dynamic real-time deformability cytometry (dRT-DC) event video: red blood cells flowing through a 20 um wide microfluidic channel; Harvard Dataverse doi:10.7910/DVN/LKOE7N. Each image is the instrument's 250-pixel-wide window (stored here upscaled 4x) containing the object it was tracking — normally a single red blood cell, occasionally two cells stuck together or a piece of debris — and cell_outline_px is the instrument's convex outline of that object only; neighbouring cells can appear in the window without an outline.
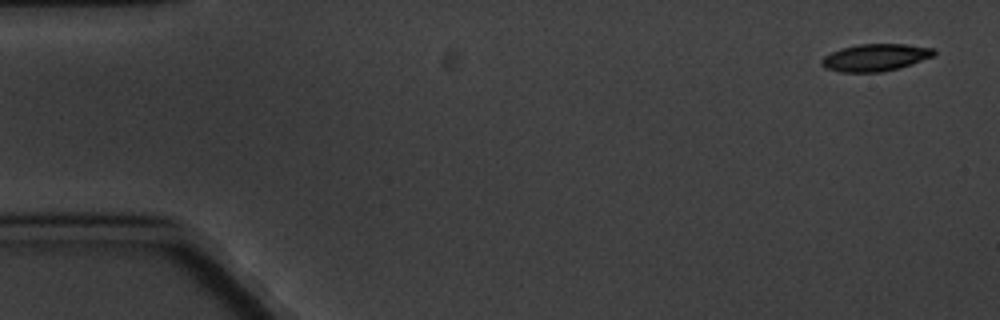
{"species": "common noctule bat (a hibernating species)", "species_latin": "Nyctalus noctula", "temperature_condition": "cold", "stored_images_in_passage": 9, "camera_frame_rate_fps": 3000, "um_per_image_px": 0.085, "animal": {"sex": "male", "body_mass_g": 20.1, "forearm_length_mm": 53.5}, "frame": {"image": 1, "passage_image": 1, "time_ms": 0.0, "image_size_px": [1000, 320], "cell_outline_px": [[936, 52], [932, 56], [912, 64], [900, 68], [880, 72], [840, 72], [824, 68], [820, 64], [820, 60], [824, 56], [840, 48], [860, 44], [904, 44], [936, 48]], "centroid_in_image_um": [74.38, 4.89], "position_along_channel_um": 10.6, "area_um2": 17.92}}